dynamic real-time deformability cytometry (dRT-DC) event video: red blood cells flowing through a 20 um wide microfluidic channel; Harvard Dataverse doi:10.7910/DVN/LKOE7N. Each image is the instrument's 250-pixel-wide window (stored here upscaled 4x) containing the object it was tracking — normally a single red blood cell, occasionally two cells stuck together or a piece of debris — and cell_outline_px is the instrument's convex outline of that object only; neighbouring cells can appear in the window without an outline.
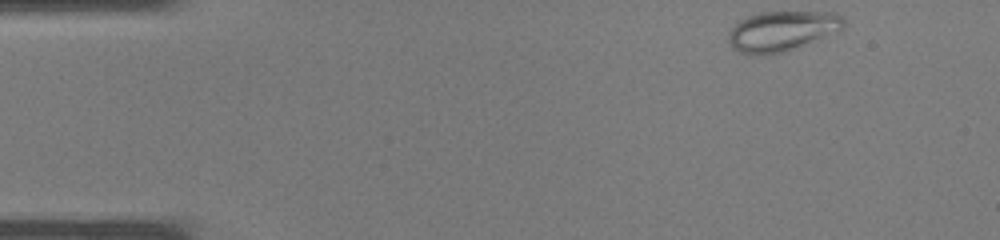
{"species": "common noctule bat (a hibernating species)", "species_latin": "Nyctalus noctula", "temperature_condition": "warm", "stored_images_in_passage": 34, "camera_frame_rate_fps": 3000, "um_per_image_px": 0.085, "animal": {"sex": "male", "body_mass_g": 19.0, "forearm_length_mm": 50.8}, "frame": {"image": 1, "passage_image": 1, "time_ms": 0.0, "image_size_px": [1000, 240], "cell_outline_px": [[844, 28], [788, 52], [760, 56], [740, 52], [732, 48], [728, 40], [728, 32], [740, 20], [748, 16], [760, 12], [832, 12], [840, 16], [844, 20]], "centroid_in_image_um": [66.43, 2.66], "position_along_channel_um": 18.6, "area_um2": 26.99}}
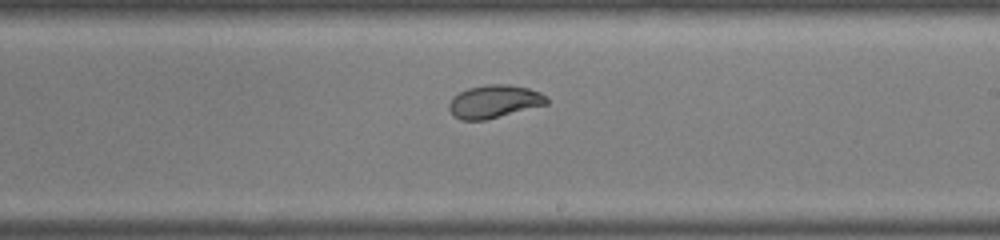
{"frame": {"image": 2, "passage_image": 19, "time_ms": 6.0, "image_size_px": [1000, 240], "cell_outline_px": [[548, 104], [484, 120], [460, 120], [452, 116], [448, 108], [448, 104], [452, 96], [468, 88], [488, 84], [508, 84], [528, 88], [540, 92], [548, 96]], "centroid_in_image_um": [41.98, 8.63], "position_along_channel_um": 247.0, "area_um2": 18.9}}
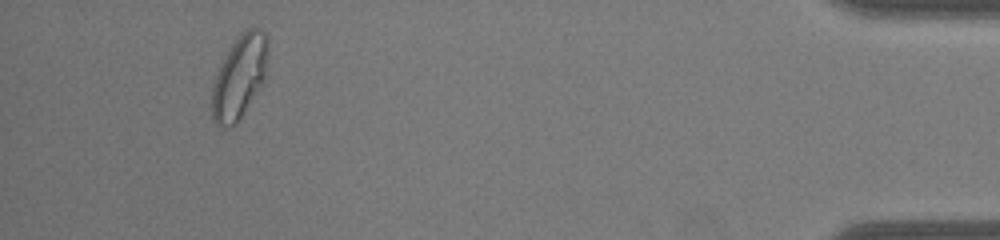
{"frame": {"image": 3, "passage_image": 32, "time_ms": 10.333, "image_size_px": [1000, 240], "cell_outline_px": [[268, 56], [264, 80], [236, 124], [232, 128], [224, 128], [216, 124], [212, 120], [212, 84], [220, 64], [232, 44], [248, 28], [256, 28], [264, 32], [268, 40]], "centroid_in_image_um": [20.34, 6.57], "position_along_channel_um": 414.9, "area_um2": 26.93}}